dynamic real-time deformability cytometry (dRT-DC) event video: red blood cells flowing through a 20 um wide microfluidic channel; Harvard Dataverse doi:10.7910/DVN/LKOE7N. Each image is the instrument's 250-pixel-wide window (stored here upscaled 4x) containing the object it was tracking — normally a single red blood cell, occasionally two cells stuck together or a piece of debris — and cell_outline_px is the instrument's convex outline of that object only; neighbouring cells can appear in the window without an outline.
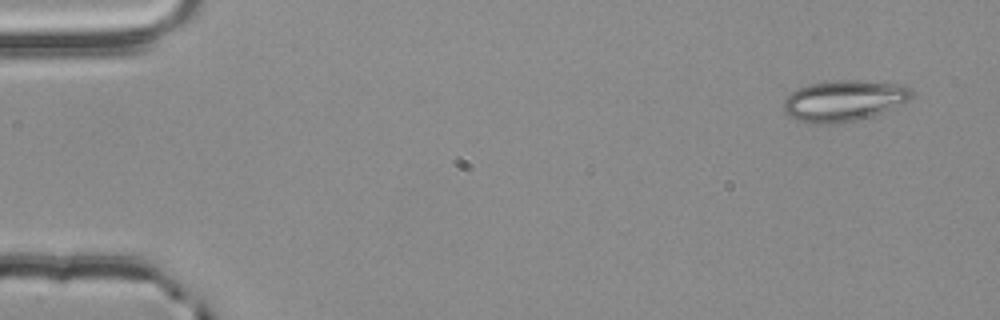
{"species": "common noctule bat (a hibernating species)", "species_latin": "Nyctalus noctula", "temperature_condition": "room temperature", "stored_images_in_passage": 4, "camera_frame_rate_fps": 3000, "um_per_image_px": 0.085, "animal": {"sex": "male", "body_mass_g": 20.4}, "frame": {"image": 1, "passage_image": 1, "time_ms": 0.0, "image_size_px": [1000, 320], "cell_outline_px": [[912, 96], [908, 100], [872, 116], [856, 120], [836, 124], [812, 124], [796, 120], [788, 116], [784, 108], [784, 100], [792, 92], [808, 84], [832, 80], [856, 80], [908, 84], [912, 88]], "centroid_in_image_um": [71.74, 8.55], "position_along_channel_um": 13.3, "area_um2": 30.75}}